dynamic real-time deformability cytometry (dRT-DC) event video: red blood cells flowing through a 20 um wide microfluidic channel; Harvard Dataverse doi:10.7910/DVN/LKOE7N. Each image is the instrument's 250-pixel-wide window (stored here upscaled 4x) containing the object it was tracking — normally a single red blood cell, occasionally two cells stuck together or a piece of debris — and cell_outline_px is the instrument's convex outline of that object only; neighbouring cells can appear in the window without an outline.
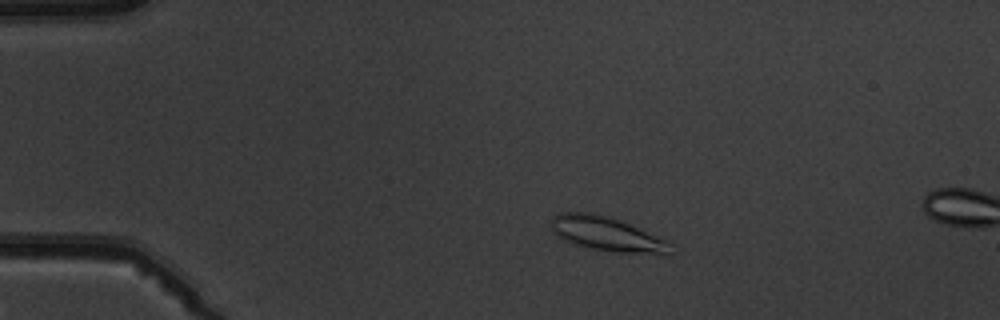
{"species": "common noctule bat (a hibernating species)", "species_latin": "Nyctalus noctula", "temperature_condition": "warm", "stored_images_in_passage": 5, "camera_frame_rate_fps": 3000, "um_per_image_px": 0.085, "animal": {"sex": "male", "body_mass_g": 19.5, "forearm_length_mm": 54.6}, "frame": {"image": 1, "passage_image": 3, "time_ms": 2.333, "image_size_px": [1000, 320], "cell_outline_px": [[672, 244], [668, 252], [612, 252], [592, 248], [576, 244], [564, 240], [556, 236], [552, 232], [552, 216], [560, 212], [596, 212], [612, 216], [664, 240]], "centroid_in_image_um": [51.44, 19.83], "position_along_channel_um": 33.6, "area_um2": 23.29}}